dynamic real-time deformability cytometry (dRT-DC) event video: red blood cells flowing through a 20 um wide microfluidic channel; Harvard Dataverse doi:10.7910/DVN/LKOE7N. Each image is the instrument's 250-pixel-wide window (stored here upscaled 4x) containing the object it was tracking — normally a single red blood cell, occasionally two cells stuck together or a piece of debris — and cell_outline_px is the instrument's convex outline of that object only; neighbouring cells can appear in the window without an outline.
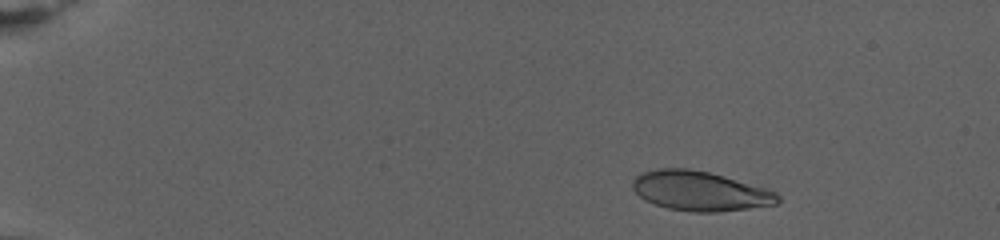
{"species": "human", "species_latin": "Homo sapiens", "temperature_condition": "warm", "stored_images_in_passage": 76, "camera_frame_rate_fps": 3000, "um_per_image_px": 0.085, "donor": {"sex": "female"}, "frame": {"image": 1, "passage_image": 11, "time_ms": 3.333, "image_size_px": [1000, 240], "cell_outline_px": [[780, 200], [776, 204], [748, 208], [716, 212], [692, 212], [668, 208], [644, 200], [632, 188], [632, 180], [640, 172], [656, 168], [688, 168], [708, 172], [724, 176], [764, 188], [776, 192], [780, 196]], "centroid_in_image_um": [59.46, 16.23], "position_along_channel_um": 25.5, "area_um2": 33.41}}
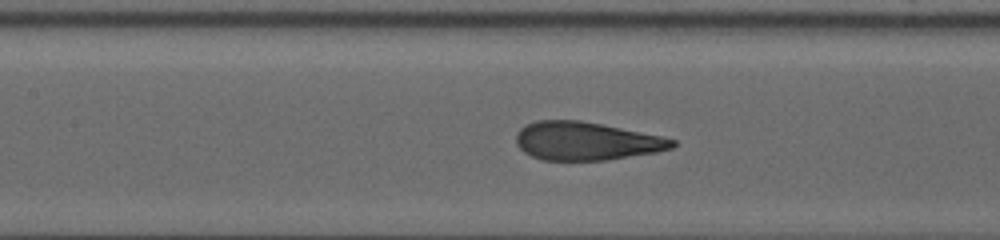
{"frame": {"image": 2, "passage_image": 38, "time_ms": 12.333, "image_size_px": [1000, 240], "cell_outline_px": [[676, 144], [672, 148], [656, 152], [608, 160], [540, 160], [524, 152], [516, 144], [516, 132], [520, 128], [536, 120], [580, 120], [660, 136], [676, 140]], "centroid_in_image_um": [49.79, 12.0], "position_along_channel_um": 157.6, "area_um2": 34.68}}
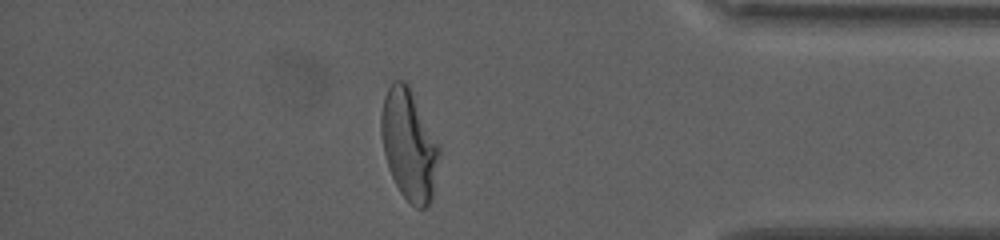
{"frame": {"image": 3, "passage_image": 67, "time_ms": 22.0, "image_size_px": [1000, 240], "cell_outline_px": [[440, 152], [432, 196], [428, 204], [424, 208], [416, 208], [400, 192], [388, 168], [380, 136], [380, 116], [384, 96], [392, 80], [404, 80], [408, 84], [440, 144]], "centroid_in_image_um": [34.75, 12.26], "position_along_channel_um": 400.4, "area_um2": 37.51}, "authors_computed_cell_mechanics": {"area_um2": 35.2002, "velocity_mm_per_s": 2.7523, "shape_relaxation_time_tau1_ms": 7.7961, "shape_relaxation_time_tau2_ms": null, "deformation_change_tau1": 0.2875, "deformation_change_tau2": null}}